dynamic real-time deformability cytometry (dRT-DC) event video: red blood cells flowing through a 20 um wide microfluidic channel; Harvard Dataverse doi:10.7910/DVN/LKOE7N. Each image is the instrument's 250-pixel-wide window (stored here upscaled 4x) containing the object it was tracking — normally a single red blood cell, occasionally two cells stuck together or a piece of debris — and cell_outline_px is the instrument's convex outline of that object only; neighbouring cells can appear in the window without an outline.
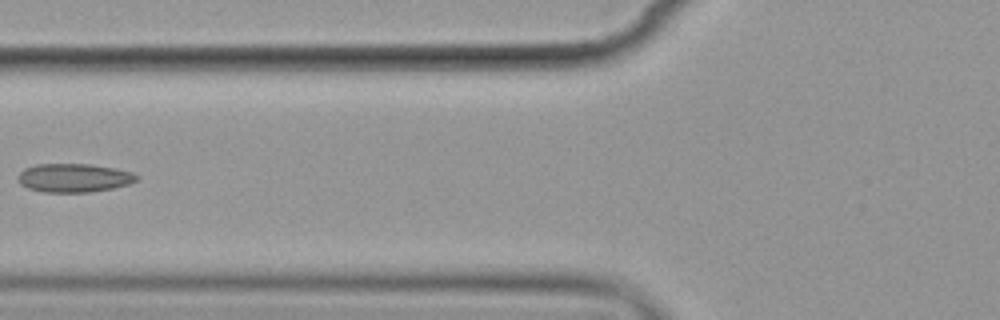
{"species": "common noctule bat (a hibernating species)", "species_latin": "Nyctalus noctula", "temperature_condition": "cold", "stored_images_in_passage": 4, "camera_frame_rate_fps": 3000, "um_per_image_px": 0.085, "animal": {"sex": "female", "body_mass_g": 19.9}, "frame": {"image": 1, "passage_image": 4, "time_ms": 3.667, "image_size_px": [1000, 320], "cell_outline_px": [[136, 180], [128, 184], [112, 188], [88, 192], [44, 192], [28, 188], [20, 184], [16, 176], [24, 168], [36, 164], [88, 164], [112, 168], [132, 172], [136, 176]], "centroid_in_image_um": [6.21, 15.12], "position_along_channel_um": 119.6, "area_um2": 19.59}}